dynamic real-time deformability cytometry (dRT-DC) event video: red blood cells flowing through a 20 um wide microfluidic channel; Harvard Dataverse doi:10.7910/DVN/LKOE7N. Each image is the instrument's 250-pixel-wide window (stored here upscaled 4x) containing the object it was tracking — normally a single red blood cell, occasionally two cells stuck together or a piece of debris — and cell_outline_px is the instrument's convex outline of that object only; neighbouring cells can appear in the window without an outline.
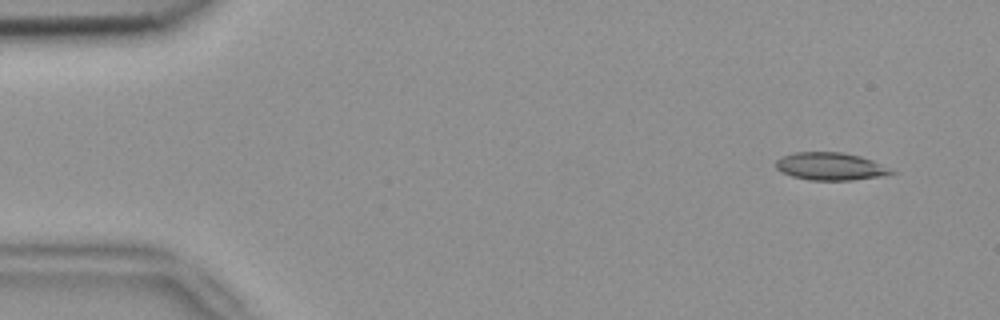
{"species": "common noctule bat (a hibernating species)", "species_latin": "Nyctalus noctula", "temperature_condition": "room temperature", "stored_images_in_passage": 49, "camera_frame_rate_fps": 3000, "um_per_image_px": 0.085, "animal": {"sex": "female", "body_mass_g": 18.4}, "frame": {"image": 1, "passage_image": 1, "time_ms": 0.0, "image_size_px": [1000, 320], "cell_outline_px": [[896, 172], [884, 176], [852, 180], [808, 180], [792, 176], [780, 172], [776, 168], [776, 160], [780, 156], [796, 152], [844, 152], [860, 156], [872, 160]], "centroid_in_image_um": [70.55, 14.14], "position_along_channel_um": 14.5, "area_um2": 18.67}}
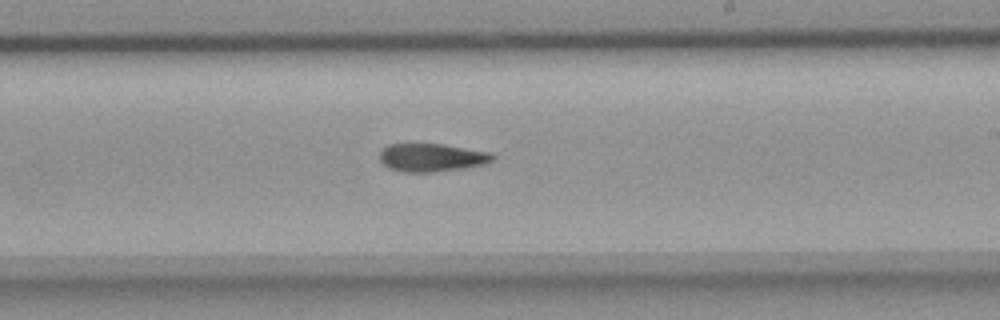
{"frame": {"image": 2, "passage_image": 28, "time_ms": 9.0, "image_size_px": [1000, 320], "cell_outline_px": [[496, 156], [492, 160], [484, 164], [460, 168], [432, 172], [404, 172], [388, 168], [380, 160], [380, 152], [388, 144], [412, 140], [444, 144], [492, 152]], "centroid_in_image_um": [36.64, 13.33], "position_along_channel_um": 252.4, "area_um2": 19.25}}
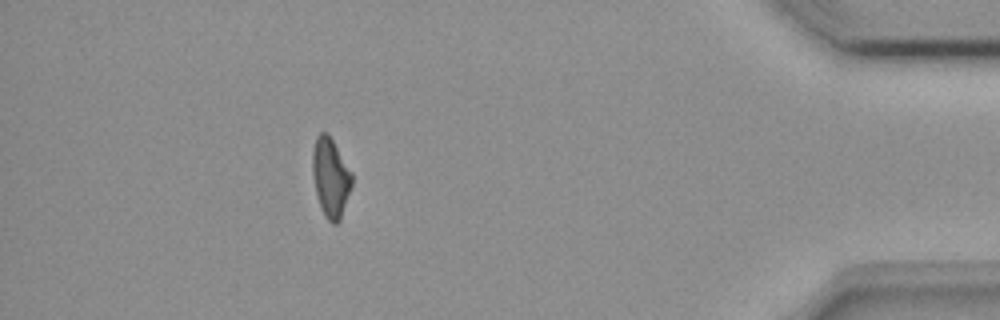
{"frame": {"image": 3, "passage_image": 44, "time_ms": 14.333, "image_size_px": [1000, 320], "cell_outline_px": [[352, 184], [340, 220], [336, 224], [332, 224], [324, 216], [316, 192], [312, 176], [312, 152], [316, 136], [320, 132], [328, 132], [352, 172]], "centroid_in_image_um": [28.09, 15.06], "position_along_channel_um": 407.1, "area_um2": 18.21}}